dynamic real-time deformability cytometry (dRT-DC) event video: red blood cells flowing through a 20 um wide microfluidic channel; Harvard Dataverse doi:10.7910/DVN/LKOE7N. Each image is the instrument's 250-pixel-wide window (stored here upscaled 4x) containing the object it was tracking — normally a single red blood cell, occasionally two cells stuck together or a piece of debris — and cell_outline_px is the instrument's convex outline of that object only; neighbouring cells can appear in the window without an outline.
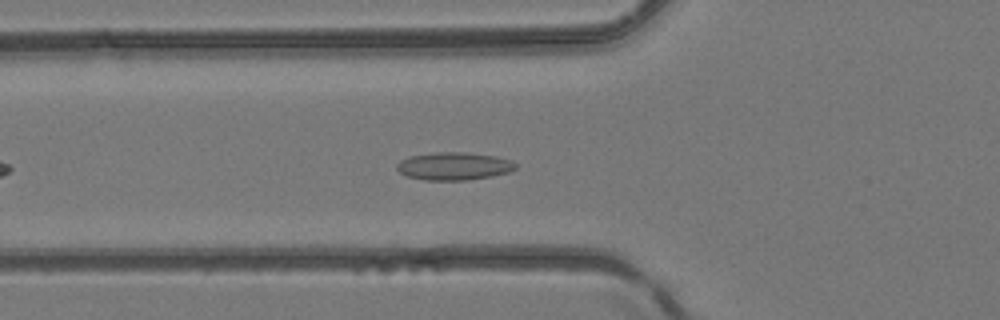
{"species": "common noctule bat (a hibernating species)", "species_latin": "Nyctalus noctula", "temperature_condition": "room temperature", "stored_images_in_passage": 29, "camera_frame_rate_fps": 3000, "um_per_image_px": 0.085, "animal": {"sex": "female", "body_mass_g": 24.6, "forearm_length_mm": 56.2}, "frame": {"image": 1, "passage_image": 7, "time_ms": 2.0, "image_size_px": [1000, 320], "cell_outline_px": [[516, 168], [508, 172], [492, 176], [464, 180], [424, 180], [408, 176], [400, 172], [396, 168], [396, 164], [400, 160], [408, 156], [436, 152], [464, 152], [496, 156], [512, 160], [516, 164]], "centroid_in_image_um": [38.57, 14.11], "position_along_channel_um": 87.2, "area_um2": 19.25}}
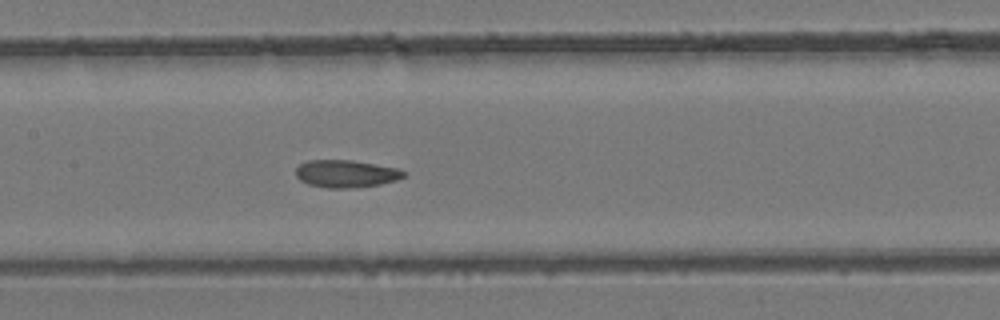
{"frame": {"image": 2, "passage_image": 13, "time_ms": 4.0, "image_size_px": [1000, 320], "cell_outline_px": [[408, 172], [404, 176], [396, 180], [380, 184], [348, 188], [328, 188], [308, 184], [300, 180], [296, 176], [296, 168], [300, 164], [308, 160], [352, 160], [400, 168]], "centroid_in_image_um": [29.43, 14.75], "position_along_channel_um": 178.0, "area_um2": 17.34}}
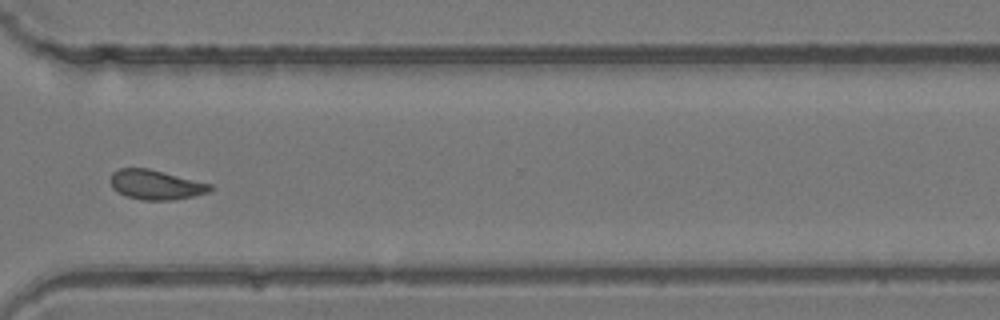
{"frame": {"image": 3, "passage_image": 25, "time_ms": 8.0, "image_size_px": [1000, 320], "cell_outline_px": [[212, 188], [208, 192], [192, 196], [172, 200], [140, 200], [124, 196], [112, 188], [108, 180], [112, 172], [120, 168], [148, 168], [212, 184]], "centroid_in_image_um": [13.18, 15.7], "position_along_channel_um": 357.4, "area_um2": 17.34}}